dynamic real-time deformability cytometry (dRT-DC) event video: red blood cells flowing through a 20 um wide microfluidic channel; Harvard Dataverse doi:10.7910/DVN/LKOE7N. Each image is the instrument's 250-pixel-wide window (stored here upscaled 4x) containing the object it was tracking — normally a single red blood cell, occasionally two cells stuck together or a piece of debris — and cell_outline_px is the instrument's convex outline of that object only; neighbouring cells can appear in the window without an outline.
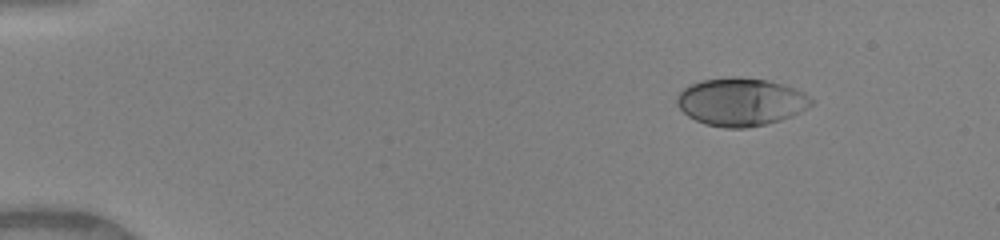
{"species": "human", "species_latin": "Homo sapiens", "temperature_condition": "warm", "stored_images_in_passage": 10, "camera_frame_rate_fps": 3000, "um_per_image_px": 0.085, "donor": {"sex": "female"}, "frame": {"image": 1, "passage_image": 1, "time_ms": 0.0, "image_size_px": [1000, 240], "cell_outline_px": [[816, 104], [792, 116], [780, 120], [764, 124], [744, 128], [724, 128], [704, 124], [688, 116], [676, 104], [676, 100], [680, 92], [684, 88], [692, 84], [704, 80], [732, 76], [740, 76], [768, 80], [784, 84], [796, 88], [804, 92], [816, 100]], "centroid_in_image_um": [63.04, 8.65], "position_along_channel_um": 22.0, "area_um2": 37.86}}
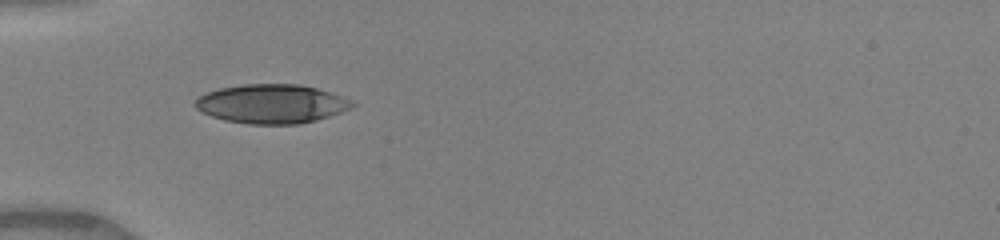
{"frame": {"image": 2, "passage_image": 7, "time_ms": 2.0, "image_size_px": [1000, 240], "cell_outline_px": [[356, 104], [340, 112], [316, 120], [300, 124], [248, 124], [224, 120], [200, 112], [192, 104], [200, 96], [208, 92], [220, 88], [244, 84], [300, 84], [332, 92], [356, 100]], "centroid_in_image_um": [23.1, 8.82], "position_along_channel_um": 61.9, "area_um2": 35.89}}